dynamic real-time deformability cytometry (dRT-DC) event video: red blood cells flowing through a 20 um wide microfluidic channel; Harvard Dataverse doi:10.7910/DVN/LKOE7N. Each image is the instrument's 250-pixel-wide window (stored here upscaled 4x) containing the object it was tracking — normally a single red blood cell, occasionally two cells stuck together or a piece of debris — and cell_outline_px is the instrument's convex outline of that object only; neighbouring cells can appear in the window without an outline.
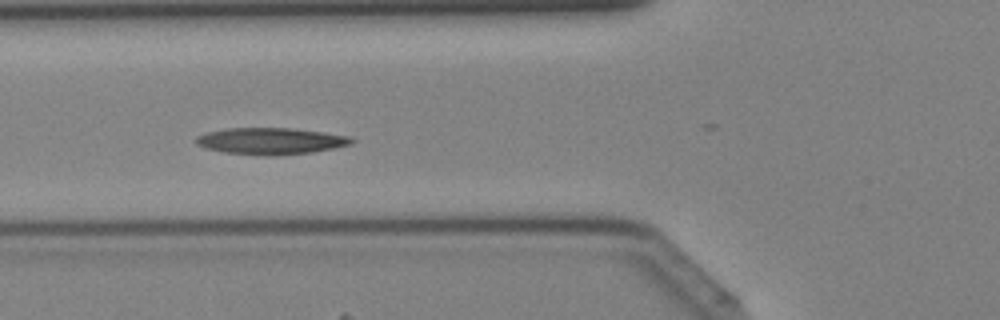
{"species": "Egyptian fruit bat (a non-hibernating species)", "species_latin": "Rousettus aegyptiacus", "temperature_condition": "cold", "stored_images_in_passage": 40, "camera_frame_rate_fps": 3000, "um_per_image_px": 0.085, "animal": {"sex": "female"}, "frame": {"image": 1, "passage_image": 16, "time_ms": 5.0, "image_size_px": [1000, 320], "cell_outline_px": [[356, 140], [352, 144], [312, 152], [272, 156], [268, 156], [224, 152], [204, 148], [196, 144], [196, 136], [204, 132], [228, 128], [292, 128], [324, 132], [348, 136]], "centroid_in_image_um": [22.98, 11.98], "position_along_channel_um": 102.8, "area_um2": 24.22}}
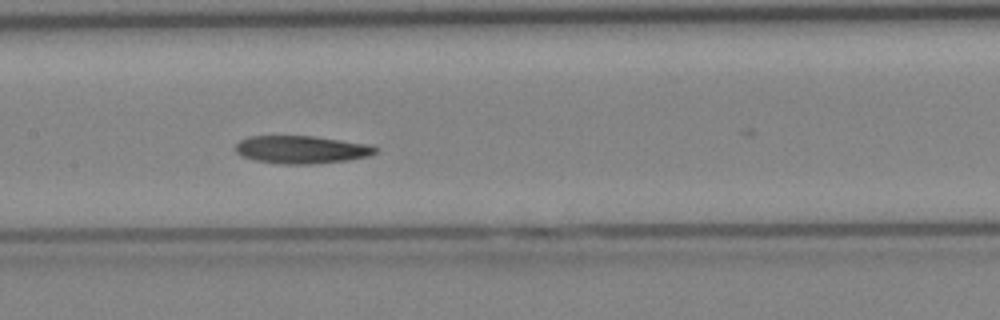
{"frame": {"image": 2, "passage_image": 21, "time_ms": 6.667, "image_size_px": [1000, 320], "cell_outline_px": [[380, 148], [376, 152], [368, 156], [348, 160], [316, 164], [280, 164], [256, 160], [240, 156], [236, 152], [236, 144], [240, 140], [248, 136], [312, 136], [372, 144]], "centroid_in_image_um": [25.65, 12.71], "position_along_channel_um": 181.7, "area_um2": 22.89}}
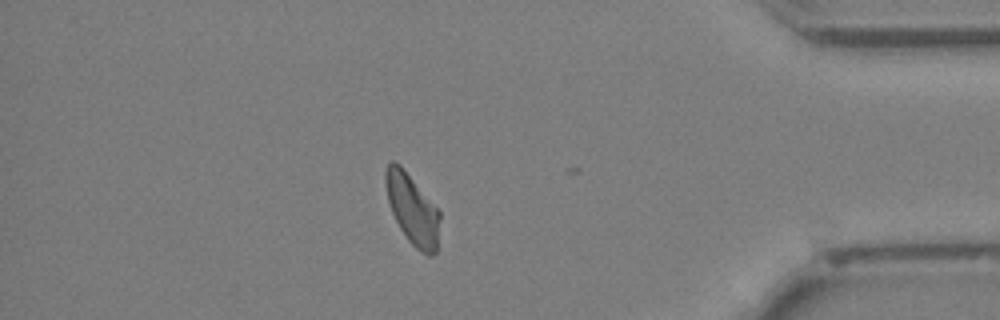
{"frame": {"image": 3, "passage_image": 37, "time_ms": 12.0, "image_size_px": [1000, 320], "cell_outline_px": [[440, 216], [436, 252], [432, 256], [428, 256], [416, 248], [408, 240], [400, 228], [392, 212], [388, 200], [384, 180], [384, 172], [388, 164], [392, 160], [400, 164], [440, 212]], "centroid_in_image_um": [35.03, 17.78], "position_along_channel_um": 400.2, "area_um2": 21.91}}